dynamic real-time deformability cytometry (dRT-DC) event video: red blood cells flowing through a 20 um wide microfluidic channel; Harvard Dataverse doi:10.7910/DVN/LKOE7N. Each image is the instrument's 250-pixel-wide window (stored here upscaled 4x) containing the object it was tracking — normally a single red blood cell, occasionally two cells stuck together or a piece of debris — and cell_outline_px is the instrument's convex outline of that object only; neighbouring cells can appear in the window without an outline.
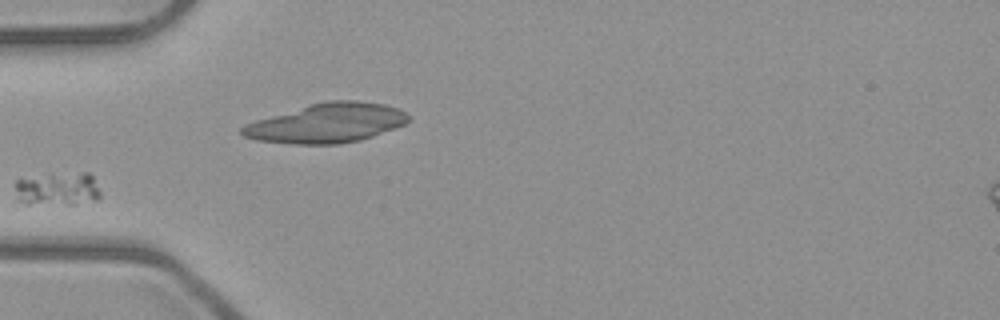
{"species": "common noctule bat (a hibernating species)", "species_latin": "Nyctalus noctula", "temperature_condition": "room temperature", "stored_images_in_passage": 6, "camera_frame_rate_fps": 3000, "um_per_image_px": 0.085, "animal": {"sex": "male", "body_mass_g": 23.1, "forearm_length_mm": 52.7}, "frame": {"image": 1, "passage_image": 1, "time_ms": 0.0, "image_size_px": [1000, 320], "cell_outline_px": [[100, 200], [72, 204], [24, 204], [16, 200], [16, 180], [80, 172], [88, 172], [92, 176], [100, 192]], "centroid_in_image_um": [4.93, 16.11], "position_along_channel_um": 80.1, "area_um2": 16.3}}